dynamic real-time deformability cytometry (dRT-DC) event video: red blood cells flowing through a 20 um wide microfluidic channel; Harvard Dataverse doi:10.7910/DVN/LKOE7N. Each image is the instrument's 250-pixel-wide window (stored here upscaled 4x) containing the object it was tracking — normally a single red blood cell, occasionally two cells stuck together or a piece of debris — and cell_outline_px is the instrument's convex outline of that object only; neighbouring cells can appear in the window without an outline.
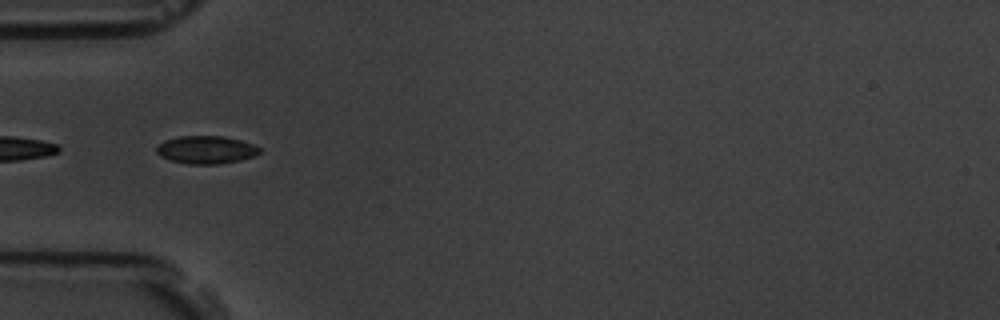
{"species": "common noctule bat (a hibernating species)", "species_latin": "Nyctalus noctula", "temperature_condition": "room temperature", "stored_images_in_passage": 6, "camera_frame_rate_fps": 3000, "um_per_image_px": 0.085, "animal": {"sex": "male", "body_mass_g": 19.5, "forearm_length_mm": 54.6}, "frame": {"image": 1, "passage_image": 2, "time_ms": 2.0, "image_size_px": [1000, 320], "cell_outline_px": [[260, 152], [256, 156], [240, 160], [220, 164], [188, 164], [168, 160], [160, 156], [156, 152], [156, 148], [164, 140], [180, 136], [224, 136], [240, 140], [252, 144], [260, 148]], "centroid_in_image_um": [17.51, 12.74], "position_along_channel_um": 67.5, "area_um2": 16.82}}
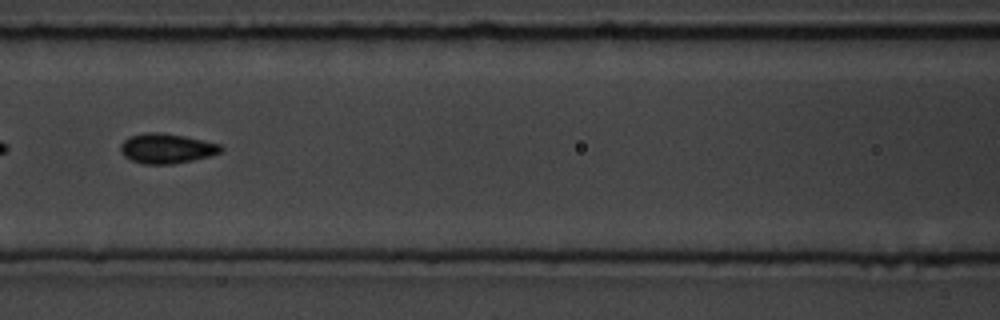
{"frame": {"image": 2, "passage_image": 4, "time_ms": 4.333, "image_size_px": [1000, 320], "cell_outline_px": [[224, 148], [220, 152], [208, 156], [192, 160], [172, 164], [144, 164], [132, 160], [124, 156], [120, 152], [120, 144], [128, 136], [148, 132], [160, 132], [184, 136], [220, 144]], "centroid_in_image_um": [14.12, 12.61], "position_along_channel_um": 152.5, "area_um2": 17.4}}
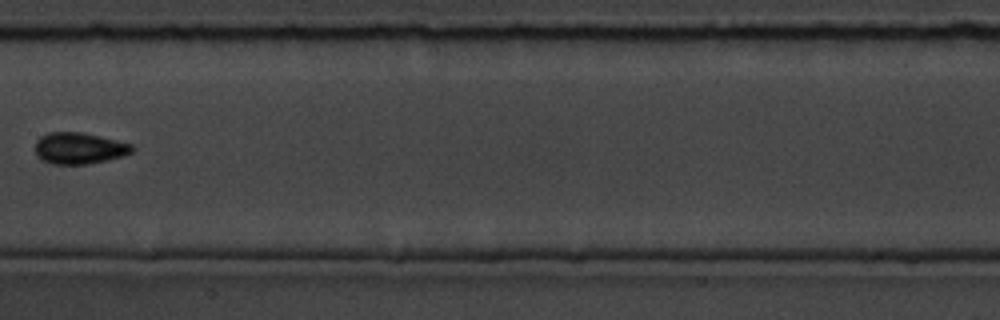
{"frame": {"image": 3, "passage_image": 5, "time_ms": 5.667, "image_size_px": [1000, 320], "cell_outline_px": [[136, 148], [132, 152], [124, 156], [108, 160], [88, 164], [52, 164], [40, 160], [36, 156], [36, 140], [40, 136], [48, 132], [84, 132], [132, 144]], "centroid_in_image_um": [6.73, 12.6], "position_along_channel_um": 200.7, "area_um2": 18.03}}